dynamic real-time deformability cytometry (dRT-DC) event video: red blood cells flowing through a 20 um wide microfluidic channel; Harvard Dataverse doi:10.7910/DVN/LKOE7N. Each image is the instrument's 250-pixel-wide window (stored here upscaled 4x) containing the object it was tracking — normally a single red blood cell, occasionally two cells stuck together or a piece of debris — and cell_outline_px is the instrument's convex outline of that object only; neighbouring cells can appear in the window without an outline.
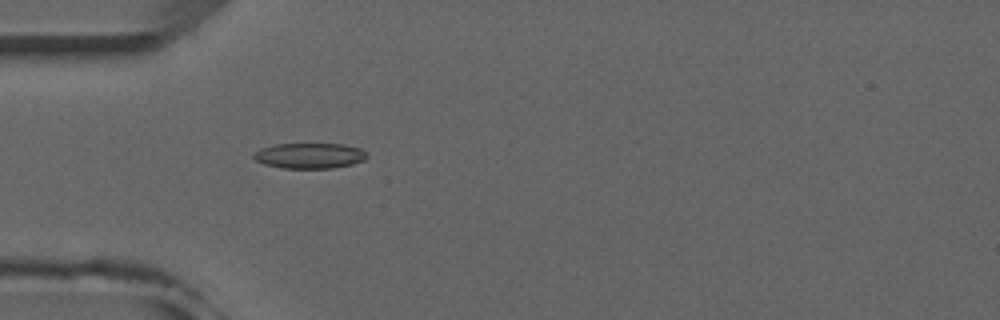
{"species": "common noctule bat (a hibernating species)", "species_latin": "Nyctalus noctula", "temperature_condition": "room temperature", "stored_images_in_passage": 52, "camera_frame_rate_fps": 3000, "um_per_image_px": 0.085, "animal": {"sex": "male", "forearm_length_mm": 52.5}, "frame": {"image": 1, "passage_image": 16, "time_ms": 5.0, "image_size_px": [1000, 320], "cell_outline_px": [[368, 156], [364, 160], [352, 164], [332, 168], [280, 168], [264, 164], [256, 160], [252, 156], [260, 148], [272, 144], [344, 144], [360, 148]], "centroid_in_image_um": [26.29, 13.23], "position_along_channel_um": 58.7, "area_um2": 16.82}}
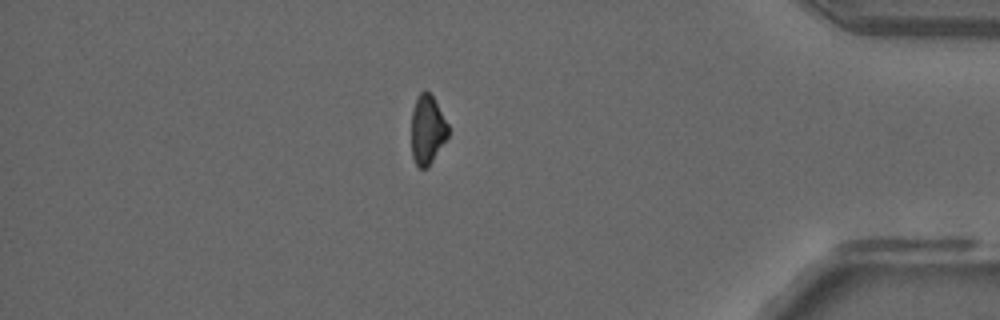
{"frame": {"image": 2, "passage_image": 45, "time_ms": 14.667, "image_size_px": [1000, 320], "cell_outline_px": [[448, 136], [428, 168], [420, 168], [416, 164], [412, 156], [412, 112], [416, 96], [424, 88], [432, 96], [448, 124]], "centroid_in_image_um": [36.31, 11.02], "position_along_channel_um": 398.9, "area_um2": 14.74}}
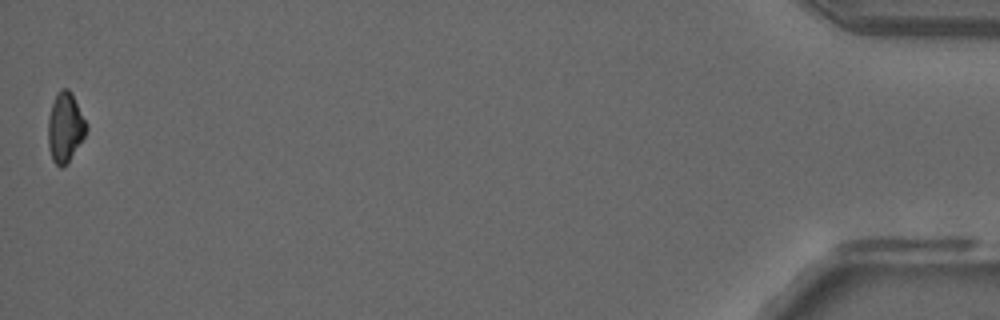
{"frame": {"image": 3, "passage_image": 52, "time_ms": 17.0, "image_size_px": [1000, 320], "cell_outline_px": [[88, 128], [84, 136], [68, 160], [60, 168], [52, 160], [48, 148], [48, 116], [56, 92], [60, 88], [68, 88], [72, 92]], "centroid_in_image_um": [5.5, 10.77], "position_along_channel_um": 429.7, "area_um2": 15.32}, "authors_computed_cell_mechanics": {"area_um2": 16.8487, "velocity_mm_per_s": 3.9474, "shape_relaxation_time_tau1_ms": null, "shape_relaxation_time_tau2_ms": 6.0004, "deformation_change_tau1": null, "deformation_change_tau2": 0.1228}}